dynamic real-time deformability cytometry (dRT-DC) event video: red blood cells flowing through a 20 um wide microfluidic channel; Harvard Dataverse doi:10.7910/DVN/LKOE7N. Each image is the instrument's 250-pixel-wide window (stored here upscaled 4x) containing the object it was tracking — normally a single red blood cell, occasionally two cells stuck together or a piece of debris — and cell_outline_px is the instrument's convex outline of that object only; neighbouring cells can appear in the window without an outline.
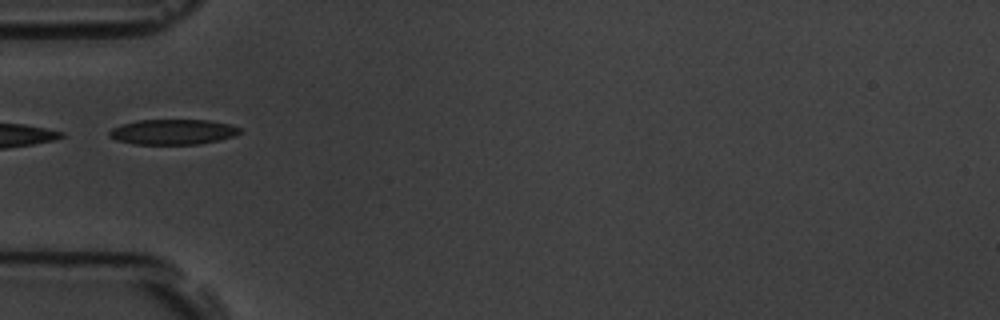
{"species": "common noctule bat (a hibernating species)", "species_latin": "Nyctalus noctula", "temperature_condition": "room temperature", "stored_images_in_passage": 4, "camera_frame_rate_fps": 3000, "um_per_image_px": 0.085, "animal": {"sex": "male", "body_mass_g": 19.5, "forearm_length_mm": 54.6}, "frame": {"image": 1, "passage_image": 4, "time_ms": 3.333, "image_size_px": [1000, 320], "cell_outline_px": [[244, 132], [236, 136], [220, 140], [200, 144], [136, 144], [116, 140], [108, 136], [108, 132], [112, 128], [120, 124], [136, 120], [208, 120], [232, 124], [240, 128]], "centroid_in_image_um": [14.73, 11.21], "position_along_channel_um": 70.3, "area_um2": 19.54}}